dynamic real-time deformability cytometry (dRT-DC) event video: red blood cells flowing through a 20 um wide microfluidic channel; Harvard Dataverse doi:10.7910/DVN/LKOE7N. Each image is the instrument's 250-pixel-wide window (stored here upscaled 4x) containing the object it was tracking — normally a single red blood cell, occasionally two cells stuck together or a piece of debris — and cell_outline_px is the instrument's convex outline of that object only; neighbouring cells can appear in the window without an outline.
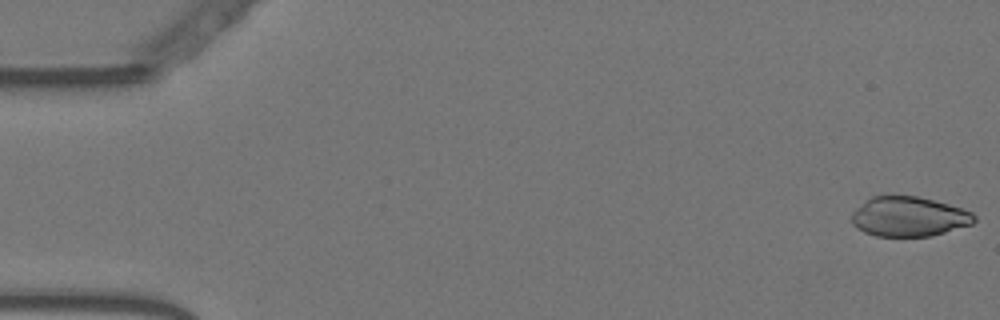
{"species": "Egyptian fruit bat (a non-hibernating species)", "species_latin": "Rousettus aegyptiacus", "temperature_condition": "warm", "stored_images_in_passage": 57, "camera_frame_rate_fps": 3000, "um_per_image_px": 0.085, "animal": {"sex": "female"}, "frame": {"image": 1, "passage_image": 1, "time_ms": 0.0, "image_size_px": [1000, 320], "cell_outline_px": [[976, 220], [972, 224], [932, 236], [876, 236], [864, 232], [856, 228], [852, 224], [852, 212], [856, 208], [872, 196], [916, 196], [948, 204], [972, 212], [976, 216]], "centroid_in_image_um": [77.24, 18.42], "position_along_channel_um": 7.8, "area_um2": 28.26}}
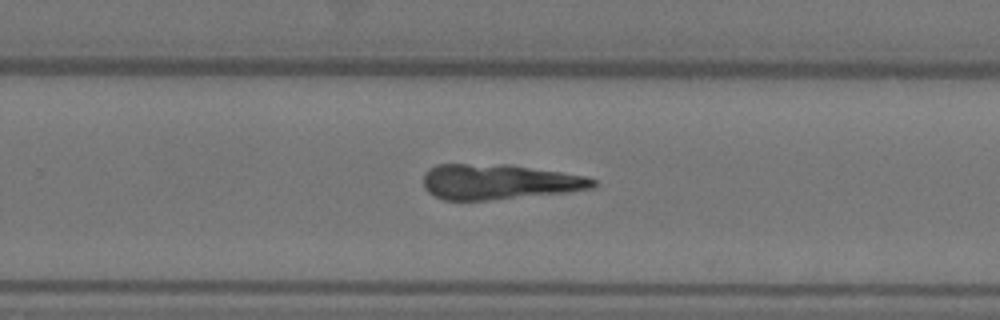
{"frame": {"image": 2, "passage_image": 36, "time_ms": 11.667, "image_size_px": [1000, 320], "cell_outline_px": [[596, 188], [568, 192], [488, 200], [444, 200], [428, 192], [424, 188], [424, 172], [428, 168], [436, 164], [508, 164], [588, 176], [596, 180]], "centroid_in_image_um": [42.43, 15.44], "position_along_channel_um": 287.4, "area_um2": 35.08}}
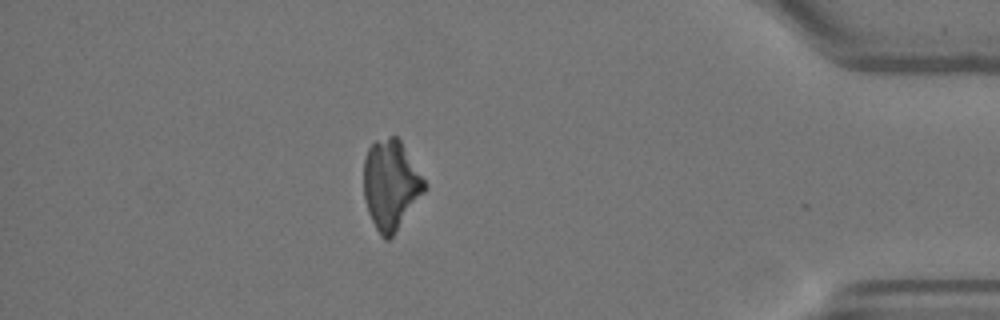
{"frame": {"image": 3, "passage_image": 49, "time_ms": 16.0, "image_size_px": [1000, 320], "cell_outline_px": [[428, 188], [392, 236], [388, 240], [384, 240], [380, 236], [368, 212], [364, 196], [364, 156], [368, 148], [376, 140], [388, 136], [396, 136], [400, 140], [428, 184]], "centroid_in_image_um": [33.23, 15.69], "position_along_channel_um": 402.0, "area_um2": 31.85}}